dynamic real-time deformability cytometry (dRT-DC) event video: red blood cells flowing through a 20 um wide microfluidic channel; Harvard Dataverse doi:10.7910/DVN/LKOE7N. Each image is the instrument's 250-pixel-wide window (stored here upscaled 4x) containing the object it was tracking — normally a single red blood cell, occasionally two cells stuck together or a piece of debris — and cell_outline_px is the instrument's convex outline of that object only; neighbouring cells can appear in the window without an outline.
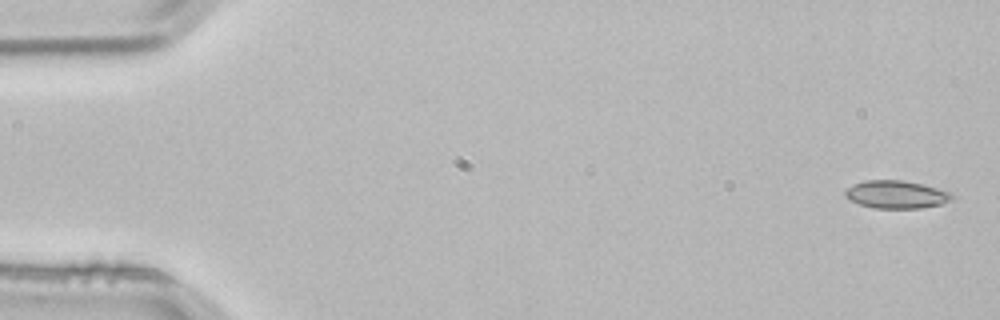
{"species": "common noctule bat (a hibernating species)", "species_latin": "Nyctalus noctula", "temperature_condition": "room temperature", "stored_images_in_passage": 4, "camera_frame_rate_fps": 3000, "um_per_image_px": 0.085, "animal": {"sex": "male", "body_mass_g": 21.5, "forearm_length_mm": 52.0}, "frame": {"image": 1, "passage_image": 1, "time_ms": 0.0, "image_size_px": [1000, 320], "cell_outline_px": [[952, 200], [940, 204], [920, 208], [872, 208], [848, 200], [844, 196], [844, 192], [852, 184], [864, 180], [904, 180], [924, 184], [952, 192]], "centroid_in_image_um": [76.16, 16.52], "position_along_channel_um": 8.8, "area_um2": 17.51}}
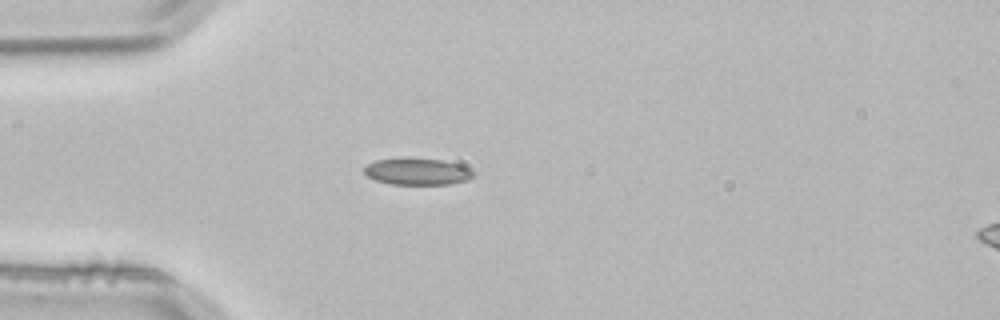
{"frame": {"image": 2, "passage_image": 4, "time_ms": 1.0, "image_size_px": [1000, 320], "cell_outline_px": [[476, 172], [468, 180], [452, 184], [392, 184], [376, 180], [368, 176], [364, 172], [364, 168], [368, 164], [376, 160], [400, 156], [408, 156], [444, 160], [460, 164]], "centroid_in_image_um": [35.48, 14.54], "position_along_channel_um": 49.5, "area_um2": 17.51}}